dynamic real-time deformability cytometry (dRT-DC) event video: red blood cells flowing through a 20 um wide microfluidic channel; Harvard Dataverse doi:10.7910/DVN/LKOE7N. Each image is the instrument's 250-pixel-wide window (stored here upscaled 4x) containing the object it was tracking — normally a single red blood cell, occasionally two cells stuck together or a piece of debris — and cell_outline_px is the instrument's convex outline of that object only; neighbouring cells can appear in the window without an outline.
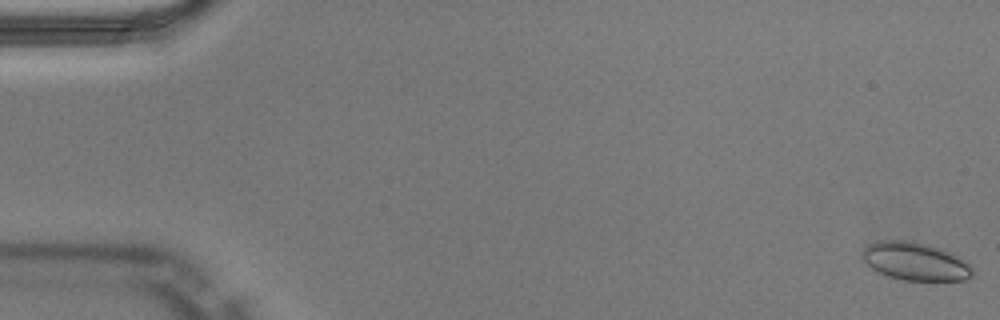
{"species": "Egyptian fruit bat (a non-hibernating species)", "species_latin": "Rousettus aegyptiacus", "temperature_condition": "warm", "stored_images_in_passage": 12, "camera_frame_rate_fps": 3000, "um_per_image_px": 0.085, "animal": {"sex": "male"}, "frame": {"image": 1, "passage_image": 1, "time_ms": 0.0, "image_size_px": [1000, 320], "cell_outline_px": [[972, 276], [964, 280], [904, 280], [888, 276], [872, 268], [860, 256], [864, 248], [868, 244], [880, 240], [908, 240], [936, 248], [948, 252], [972, 264]], "centroid_in_image_um": [77.77, 22.22], "position_along_channel_um": 7.2, "area_um2": 24.04}}